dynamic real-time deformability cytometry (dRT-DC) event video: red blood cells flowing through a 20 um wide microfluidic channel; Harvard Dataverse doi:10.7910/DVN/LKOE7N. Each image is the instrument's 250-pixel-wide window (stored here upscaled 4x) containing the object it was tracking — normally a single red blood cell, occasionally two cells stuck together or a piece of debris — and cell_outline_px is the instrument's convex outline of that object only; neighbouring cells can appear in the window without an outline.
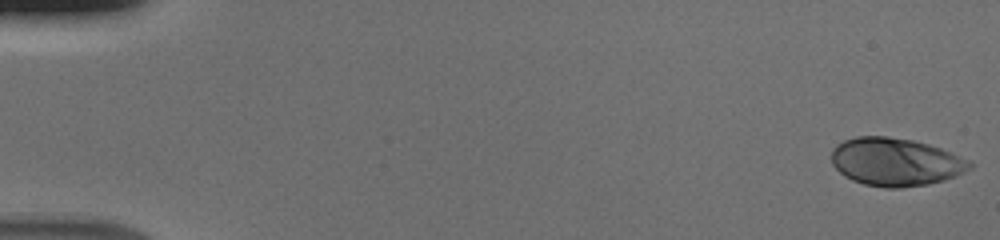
{"species": "human", "species_latin": "Homo sapiens", "temperature_condition": "cold", "stored_images_in_passage": 53, "camera_frame_rate_fps": 3000, "um_per_image_px": 0.085, "donor": {"sex": "male"}, "frame": {"image": 1, "passage_image": 1, "time_ms": 0.0, "image_size_px": [1000, 240], "cell_outline_px": [[972, 168], [956, 176], [944, 180], [928, 184], [900, 188], [884, 188], [864, 184], [852, 180], [844, 176], [832, 164], [832, 148], [836, 144], [844, 140], [856, 136], [888, 136], [912, 140], [928, 144], [940, 148], [972, 160]], "centroid_in_image_um": [76.13, 13.76], "position_along_channel_um": 8.9, "area_um2": 38.96}}
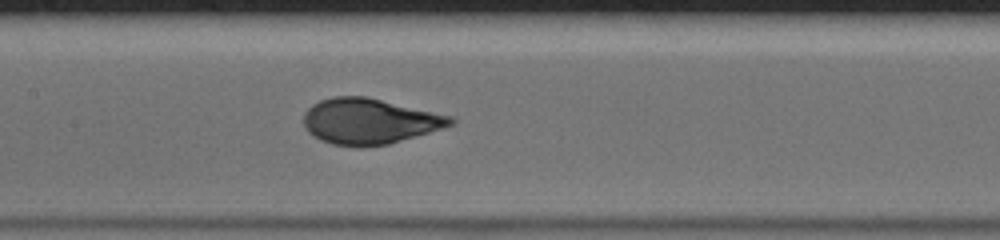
{"frame": {"image": 2, "passage_image": 27, "time_ms": 8.667, "image_size_px": [1000, 240], "cell_outline_px": [[456, 124], [388, 144], [360, 148], [332, 144], [320, 140], [312, 136], [304, 128], [304, 112], [312, 104], [320, 100], [332, 96], [368, 96], [452, 116], [456, 120]], "centroid_in_image_um": [31.38, 10.31], "position_along_channel_um": 176.0, "area_um2": 39.48}}
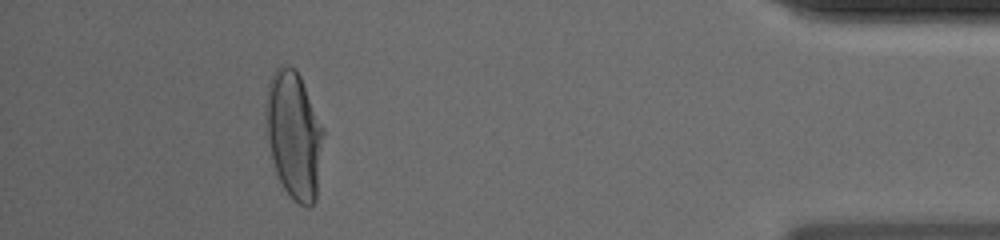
{"frame": {"image": 3, "passage_image": 49, "time_ms": 16.0, "image_size_px": [1000, 240], "cell_outline_px": [[324, 132], [316, 200], [308, 208], [292, 200], [284, 188], [276, 172], [272, 160], [264, 120], [264, 104], [268, 84], [276, 68], [280, 64], [288, 64], [296, 68], [300, 76], [324, 128]], "centroid_in_image_um": [24.97, 11.44], "position_along_channel_um": 410.2, "area_um2": 43.18}}